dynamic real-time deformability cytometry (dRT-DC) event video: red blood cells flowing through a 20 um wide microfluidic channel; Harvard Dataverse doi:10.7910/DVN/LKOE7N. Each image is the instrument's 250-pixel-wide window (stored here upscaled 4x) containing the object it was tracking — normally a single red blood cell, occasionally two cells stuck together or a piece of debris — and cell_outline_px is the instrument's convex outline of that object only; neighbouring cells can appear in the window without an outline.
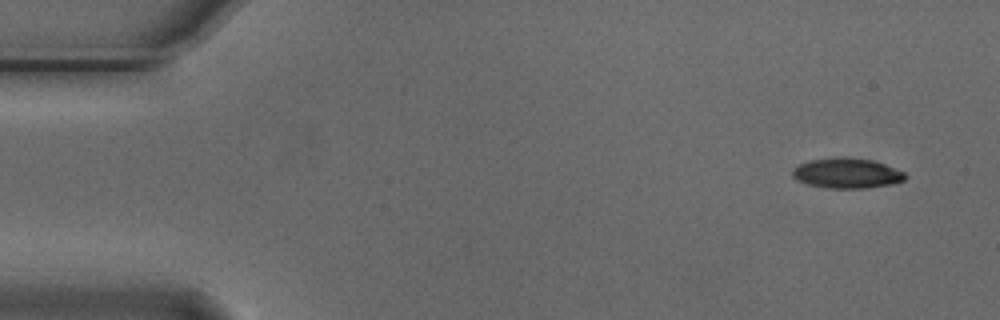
{"species": "Egyptian fruit bat (a non-hibernating species)", "species_latin": "Rousettus aegyptiacus", "temperature_condition": "cold", "stored_images_in_passage": 5, "camera_frame_rate_fps": 3000, "um_per_image_px": 0.085, "animal": {"sex": "male"}, "frame": {"image": 1, "passage_image": 1, "time_ms": 0.0, "image_size_px": [1000, 320], "cell_outline_px": [[908, 176], [904, 180], [892, 184], [868, 188], [828, 188], [808, 184], [796, 180], [792, 176], [792, 168], [808, 160], [836, 156], [848, 156], [872, 160], [884, 164], [904, 172]], "centroid_in_image_um": [71.96, 14.7], "position_along_channel_um": 13.0, "area_um2": 20.11}}
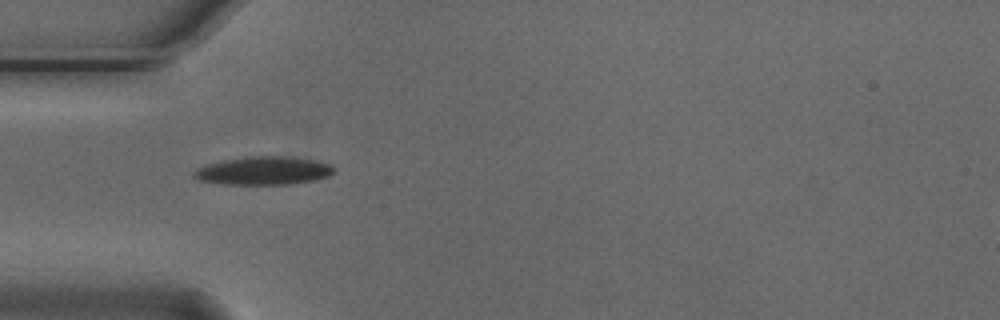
{"frame": {"image": 2, "passage_image": 4, "time_ms": 1.0, "image_size_px": [1000, 320], "cell_outline_px": [[336, 172], [328, 176], [316, 180], [288, 184], [224, 184], [200, 180], [192, 176], [192, 172], [196, 168], [204, 164], [224, 160], [248, 156], [280, 156], [312, 160], [328, 164]], "centroid_in_image_um": [22.34, 14.51], "position_along_channel_um": 62.7, "area_um2": 22.89}}
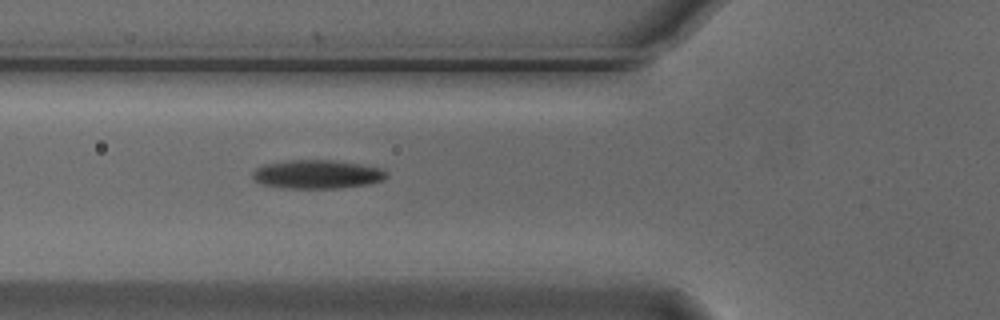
{"frame": {"image": 3, "passage_image": 5, "time_ms": 1.333, "image_size_px": [1000, 320], "cell_outline_px": [[388, 176], [384, 180], [368, 184], [336, 188], [288, 188], [264, 184], [256, 180], [252, 176], [252, 172], [256, 168], [264, 164], [292, 160], [332, 160], [380, 168], [388, 172]], "centroid_in_image_um": [26.98, 14.81], "position_along_channel_um": 98.8, "area_um2": 22.08}}